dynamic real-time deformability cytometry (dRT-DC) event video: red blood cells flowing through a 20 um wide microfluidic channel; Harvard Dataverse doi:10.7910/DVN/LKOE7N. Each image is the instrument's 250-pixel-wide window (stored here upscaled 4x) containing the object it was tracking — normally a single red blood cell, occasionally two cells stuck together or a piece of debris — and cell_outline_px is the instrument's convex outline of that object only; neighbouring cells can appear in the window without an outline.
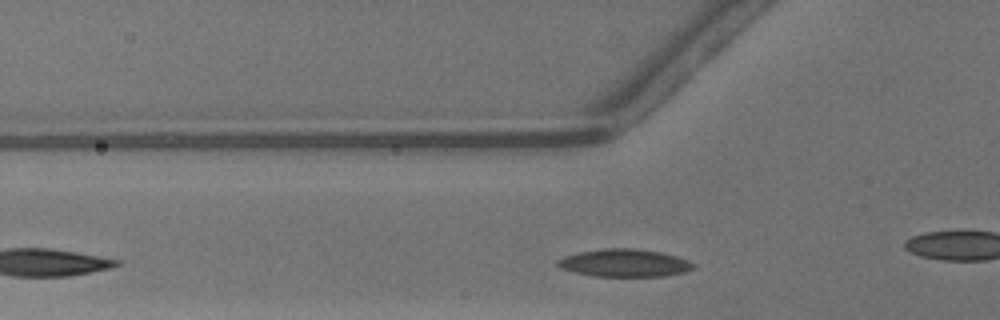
{"species": "common noctule bat (a hibernating species)", "species_latin": "Nyctalus noctula", "temperature_condition": "warm", "stored_images_in_passage": 24, "camera_frame_rate_fps": 3000, "um_per_image_px": 0.085, "animal": {"sex": "male", "body_mass_g": 13.3}, "frame": {"image": 1, "passage_image": 3, "time_ms": 0.667, "image_size_px": [1000, 320], "cell_outline_px": [[696, 268], [684, 272], [664, 276], [592, 276], [560, 268], [556, 264], [556, 260], [564, 256], [580, 252], [604, 248], [636, 248], [660, 252], [676, 256], [688, 260], [696, 264]], "centroid_in_image_um": [53.1, 22.35], "position_along_channel_um": 72.7, "area_um2": 21.96}}
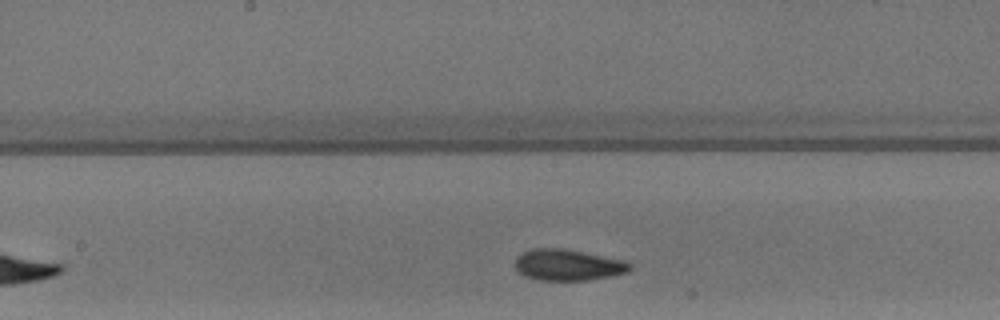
{"frame": {"image": 2, "passage_image": 12, "time_ms": 3.667, "image_size_px": [1000, 320], "cell_outline_px": [[632, 268], [628, 272], [612, 276], [588, 280], [536, 280], [524, 276], [512, 264], [524, 252], [536, 248], [564, 248], [628, 260], [632, 264]], "centroid_in_image_um": [48.34, 22.52], "position_along_channel_um": 199.9, "area_um2": 21.15}}
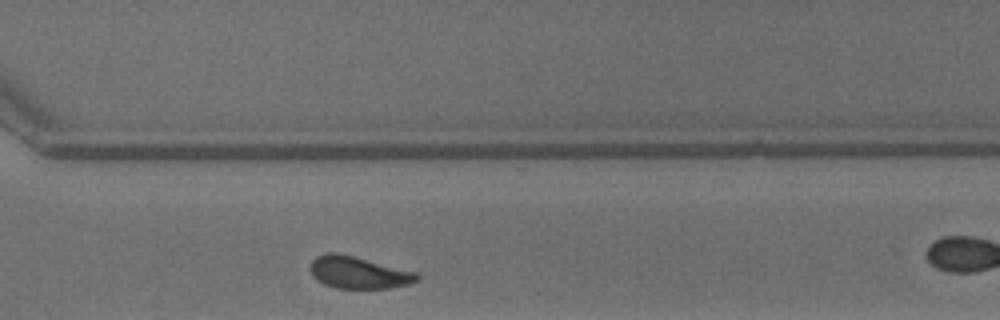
{"frame": {"image": 3, "passage_image": 22, "time_ms": 7.0, "image_size_px": [1000, 320], "cell_outline_px": [[420, 280], [408, 284], [388, 288], [336, 288], [324, 284], [316, 280], [312, 276], [308, 268], [312, 260], [316, 256], [324, 252], [336, 252], [420, 272]], "centroid_in_image_um": [30.47, 23.15], "position_along_channel_um": 340.1, "area_um2": 20.35}, "authors_computed_cell_mechanics": {"area_um2": 20.6057, "velocity_mm_per_s": 4.213, "shape_relaxation_time_tau1_ms": 3.1744, "shape_relaxation_time_tau2_ms": 1.8826, "deformation_change_tau1": 0.1053, "deformation_change_tau2": 0.077}}